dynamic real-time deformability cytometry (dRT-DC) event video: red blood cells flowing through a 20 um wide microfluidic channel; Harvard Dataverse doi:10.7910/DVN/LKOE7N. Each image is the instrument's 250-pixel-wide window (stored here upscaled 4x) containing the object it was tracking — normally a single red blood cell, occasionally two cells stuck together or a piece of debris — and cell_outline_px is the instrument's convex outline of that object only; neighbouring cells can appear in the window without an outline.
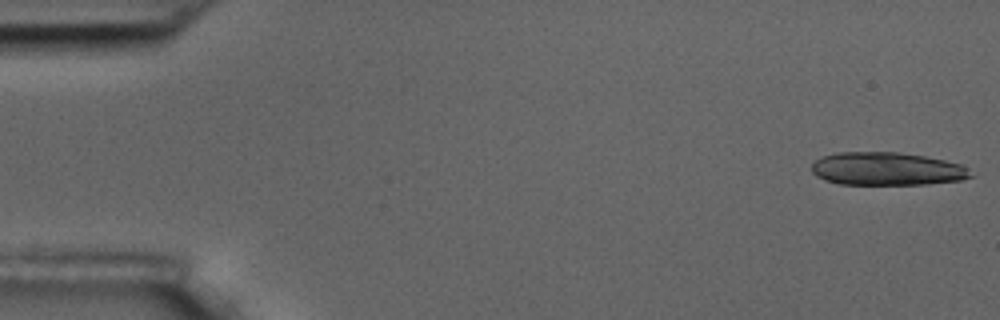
{"species": "common noctule bat (a hibernating species)", "species_latin": "Nyctalus noctula", "temperature_condition": "room temperature", "stored_images_in_passage": 56, "camera_frame_rate_fps": 3000, "um_per_image_px": 0.085, "animal": {"sex": "male", "body_mass_g": 17.5, "forearm_length_mm": 52.3}, "frame": {"image": 1, "passage_image": 1, "time_ms": 0.0, "image_size_px": [1000, 320], "cell_outline_px": [[976, 176], [960, 180], [924, 184], [840, 184], [824, 180], [816, 176], [812, 172], [812, 164], [820, 156], [836, 152], [896, 152], [924, 156], [944, 160], [960, 164]], "centroid_in_image_um": [75.35, 14.35], "position_along_channel_um": 9.7, "area_um2": 30.63}}
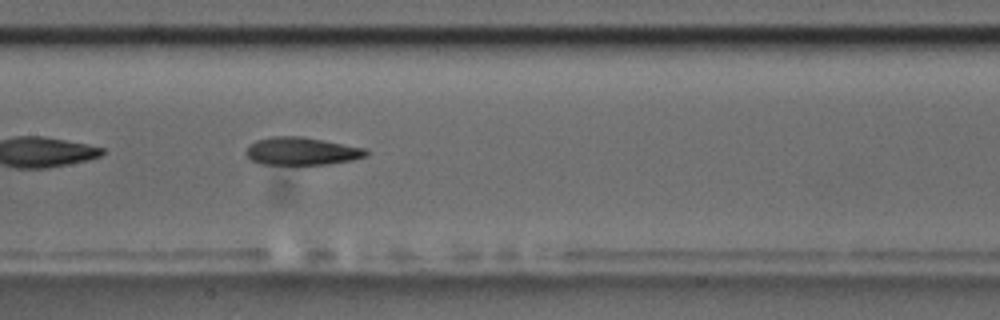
{"frame": {"image": 2, "passage_image": 28, "time_ms": 9.0, "image_size_px": [1000, 320], "cell_outline_px": [[368, 152], [364, 156], [352, 160], [328, 164], [260, 164], [252, 160], [244, 152], [248, 144], [256, 140], [272, 136], [300, 136], [368, 148]], "centroid_in_image_um": [25.61, 12.84], "position_along_channel_um": 181.8, "area_um2": 19.48}}
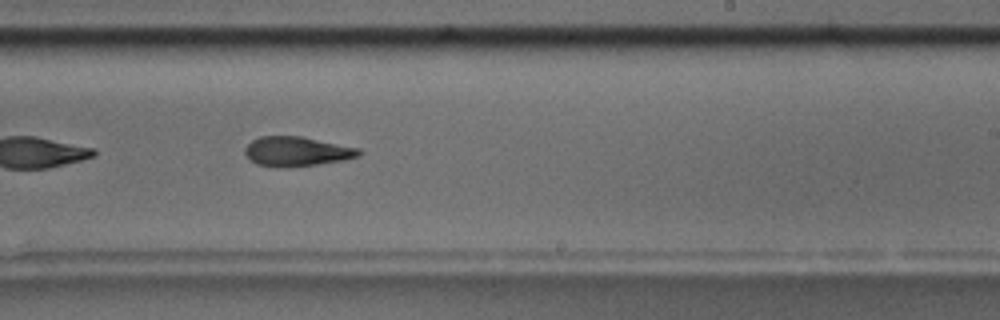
{"frame": {"image": 3, "passage_image": 35, "time_ms": 11.333, "image_size_px": [1000, 320], "cell_outline_px": [[360, 156], [344, 160], [316, 164], [256, 164], [244, 152], [244, 148], [252, 140], [260, 136], [300, 136], [360, 148]], "centroid_in_image_um": [25.27, 12.81], "position_along_channel_um": 263.7, "area_um2": 18.67}, "authors_computed_cell_mechanics": {"area_um2": 20.4034, "velocity_mm_per_s": 3.529, "shape_relaxation_time_tau1_ms": 5.7754, "shape_relaxation_time_tau2_ms": 6.638, "deformation_change_tau1": 0.1636, "deformation_change_tau2": 0.1745}}